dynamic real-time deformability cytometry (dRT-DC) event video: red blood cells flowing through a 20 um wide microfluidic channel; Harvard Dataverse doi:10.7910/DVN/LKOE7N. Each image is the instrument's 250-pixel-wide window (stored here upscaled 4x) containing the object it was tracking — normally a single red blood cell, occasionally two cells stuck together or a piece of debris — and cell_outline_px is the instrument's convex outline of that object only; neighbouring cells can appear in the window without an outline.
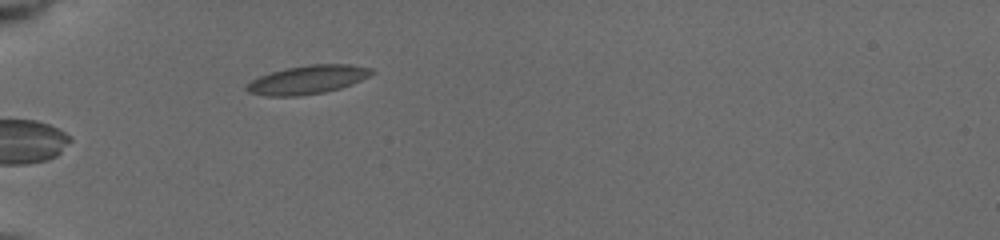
{"species": "common noctule bat (a hibernating species)", "species_latin": "Nyctalus noctula", "temperature_condition": "cold", "stored_images_in_passage": 10, "camera_frame_rate_fps": 3000, "um_per_image_px": 0.085, "animal": {"sex": "female", "body_mass_g": 19.5, "forearm_length_mm": 54.1}, "frame": {"image": 1, "passage_image": 10, "time_ms": 5.667, "image_size_px": [1000, 240], "cell_outline_px": [[376, 72], [352, 84], [340, 88], [324, 92], [296, 96], [268, 96], [248, 92], [244, 88], [252, 80], [260, 76], [272, 72], [288, 68], [308, 64], [352, 64], [372, 68]], "centroid_in_image_um": [26.18, 6.77], "position_along_channel_um": 58.8, "area_um2": 20.69}}